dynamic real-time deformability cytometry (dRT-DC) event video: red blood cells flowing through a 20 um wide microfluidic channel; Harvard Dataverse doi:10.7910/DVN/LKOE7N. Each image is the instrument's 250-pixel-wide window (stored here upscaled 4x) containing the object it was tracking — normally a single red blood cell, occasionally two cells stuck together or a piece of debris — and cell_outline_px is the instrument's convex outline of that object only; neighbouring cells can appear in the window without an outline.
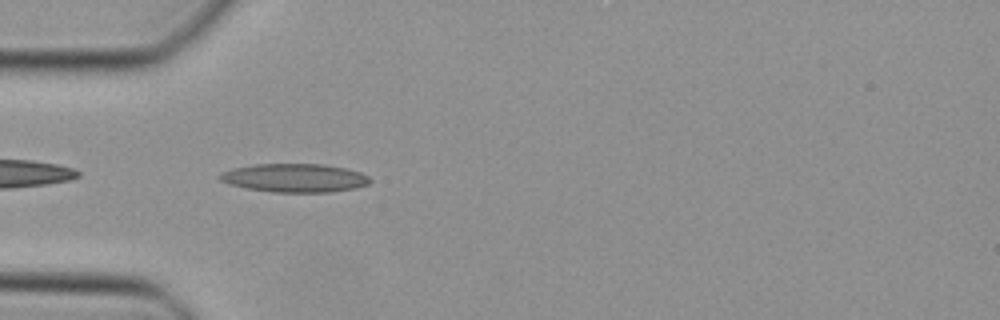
{"species": "Egyptian fruit bat (a non-hibernating species)", "species_latin": "Rousettus aegyptiacus", "temperature_condition": "cold", "stored_images_in_passage": 35, "camera_frame_rate_fps": 3000, "um_per_image_px": 0.085, "animal": {"sex": "female"}, "frame": {"image": 1, "passage_image": 2, "time_ms": 0.333, "image_size_px": [1000, 320], "cell_outline_px": [[372, 180], [368, 184], [356, 188], [332, 192], [272, 192], [248, 188], [228, 184], [220, 180], [216, 176], [232, 168], [256, 164], [324, 164], [344, 168], [360, 172], [368, 176]], "centroid_in_image_um": [25.05, 15.12], "position_along_channel_um": 60.0, "area_um2": 24.97}}
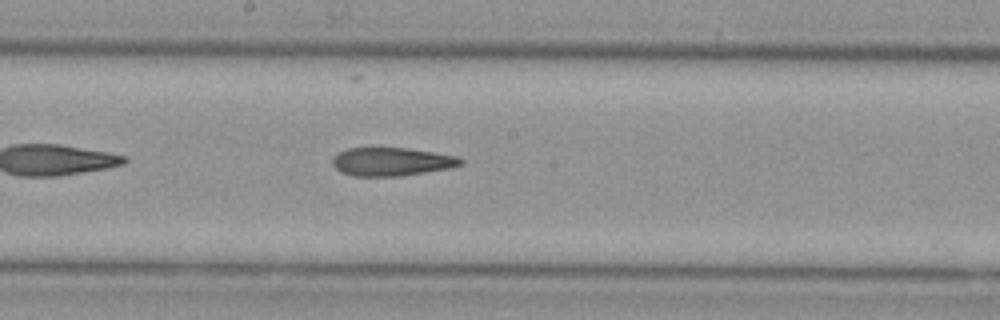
{"frame": {"image": 2, "passage_image": 13, "time_ms": 4.0, "image_size_px": [1000, 320], "cell_outline_px": [[464, 164], [452, 168], [400, 176], [356, 176], [340, 172], [332, 164], [332, 160], [336, 152], [348, 148], [408, 148], [460, 156], [464, 160]], "centroid_in_image_um": [33.33, 13.74], "position_along_channel_um": 214.9, "area_um2": 21.44}}
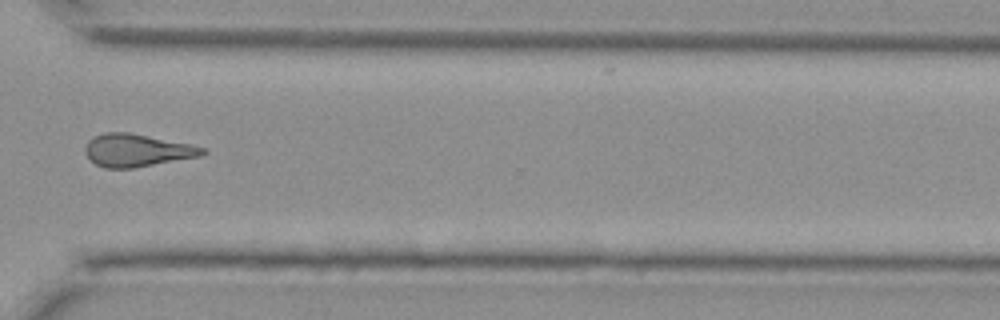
{"frame": {"image": 3, "passage_image": 23, "time_ms": 7.333, "image_size_px": [1000, 320], "cell_outline_px": [[208, 152], [200, 156], [132, 168], [104, 168], [96, 164], [84, 152], [84, 148], [88, 140], [92, 136], [104, 132], [128, 132], [192, 144], [204, 148]], "centroid_in_image_um": [11.62, 12.76], "position_along_channel_um": 359.0, "area_um2": 22.31}}